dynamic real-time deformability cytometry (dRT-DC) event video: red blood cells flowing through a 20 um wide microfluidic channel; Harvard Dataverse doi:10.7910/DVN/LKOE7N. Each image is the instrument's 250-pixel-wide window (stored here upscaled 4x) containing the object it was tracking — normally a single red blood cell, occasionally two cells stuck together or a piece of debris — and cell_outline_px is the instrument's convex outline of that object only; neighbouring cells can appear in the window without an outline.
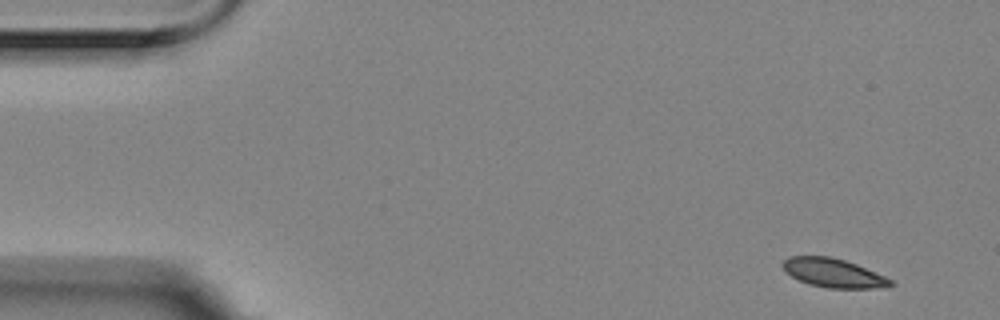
{"species": "Egyptian fruit bat (a non-hibernating species)", "species_latin": "Rousettus aegyptiacus", "temperature_condition": "room temperature", "stored_images_in_passage": 6, "camera_frame_rate_fps": 3000, "um_per_image_px": 0.085, "animal": {"sex": "female"}, "frame": {"image": 1, "passage_image": 1, "time_ms": 0.0, "image_size_px": [1000, 320], "cell_outline_px": [[896, 284], [884, 288], [828, 288], [808, 284], [784, 272], [780, 264], [788, 256], [832, 256], [856, 264], [884, 276], [892, 280]], "centroid_in_image_um": [70.81, 23.2], "position_along_channel_um": 14.2, "area_um2": 18.26}}
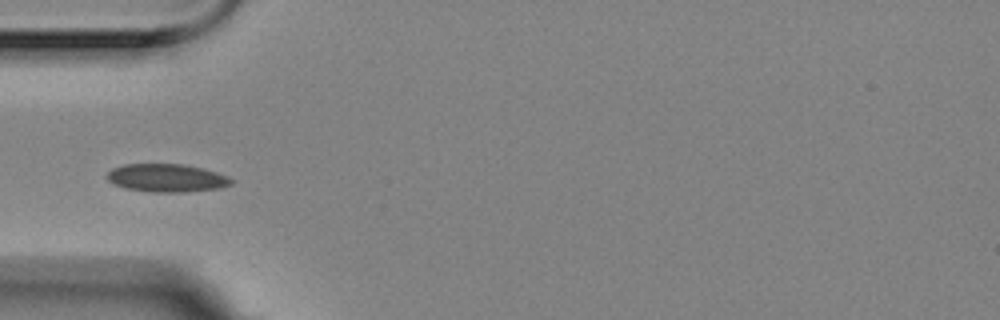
{"frame": {"image": 2, "passage_image": 5, "time_ms": 1.333, "image_size_px": [1000, 320], "cell_outline_px": [[236, 180], [232, 184], [220, 188], [184, 192], [152, 192], [124, 188], [112, 184], [108, 180], [108, 172], [112, 168], [124, 164], [184, 164], [204, 168], [228, 176]], "centroid_in_image_um": [14.2, 15.12], "position_along_channel_um": 70.8, "area_um2": 20.52}}
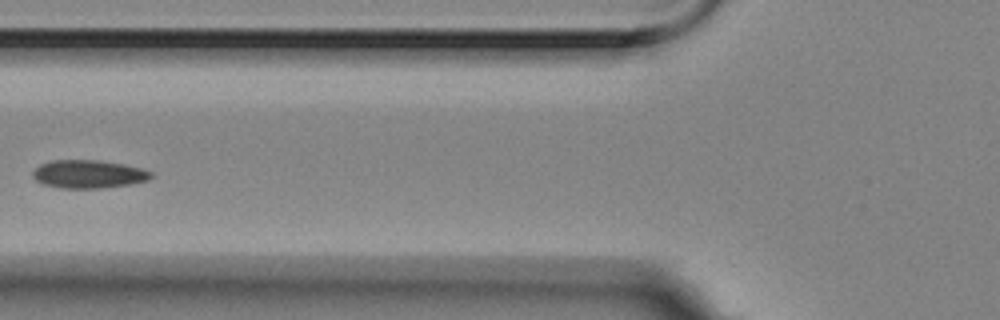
{"frame": {"image": 3, "passage_image": 6, "time_ms": 1.667, "image_size_px": [1000, 320], "cell_outline_px": [[152, 176], [148, 180], [128, 184], [100, 188], [60, 188], [40, 184], [32, 176], [32, 172], [40, 164], [52, 160], [100, 160], [124, 164], [140, 168], [152, 172]], "centroid_in_image_um": [7.48, 14.79], "position_along_channel_um": 118.3, "area_um2": 19.42}}